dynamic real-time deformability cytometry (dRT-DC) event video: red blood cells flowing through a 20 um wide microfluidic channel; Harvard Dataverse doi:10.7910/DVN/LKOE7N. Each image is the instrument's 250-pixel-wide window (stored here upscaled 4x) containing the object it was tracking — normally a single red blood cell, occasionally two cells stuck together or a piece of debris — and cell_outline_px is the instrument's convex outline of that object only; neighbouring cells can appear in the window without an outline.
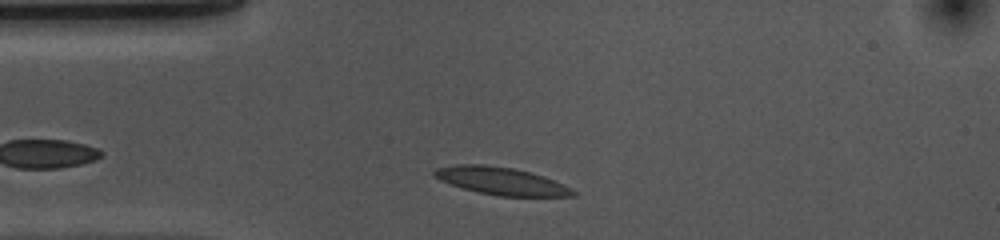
{"species": "common noctule bat (a hibernating species)", "species_latin": "Nyctalus noctula", "temperature_condition": "cold", "stored_images_in_passage": 33, "camera_frame_rate_fps": 3000, "um_per_image_px": 0.085, "animal": {"sex": "female", "body_mass_g": 10.0, "forearm_length_mm": 53.1}, "frame": {"image": 1, "passage_image": 3, "time_ms": 0.667, "image_size_px": [1000, 240], "cell_outline_px": [[576, 196], [496, 196], [464, 188], [440, 180], [432, 172], [436, 168], [456, 164], [484, 164], [512, 168], [544, 176], [564, 184], [572, 188], [576, 192]], "centroid_in_image_um": [42.63, 15.38], "position_along_channel_um": 42.4, "area_um2": 22.08}}
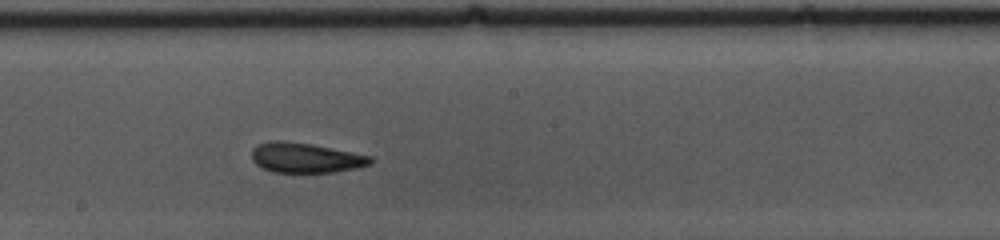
{"frame": {"image": 2, "passage_image": 19, "time_ms": 6.0, "image_size_px": [1000, 240], "cell_outline_px": [[372, 164], [356, 168], [336, 172], [272, 172], [256, 164], [252, 160], [252, 148], [256, 144], [272, 140], [280, 140], [312, 144], [372, 156]], "centroid_in_image_um": [25.96, 13.4], "position_along_channel_um": 222.2, "area_um2": 20.81}}
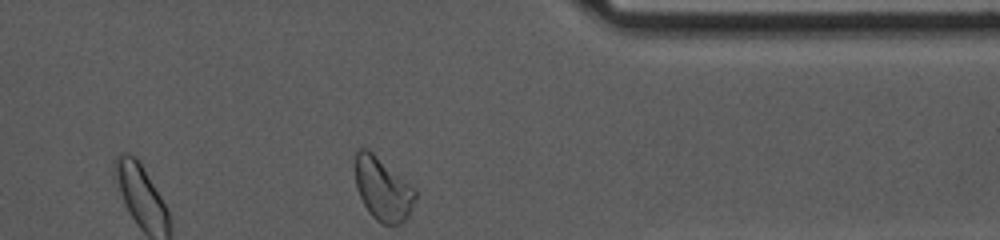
{"frame": {"image": 3, "passage_image": 33, "time_ms": 10.667, "image_size_px": [1000, 240], "cell_outline_px": [[416, 196], [408, 216], [400, 224], [384, 224], [376, 220], [368, 212], [356, 188], [356, 152], [360, 148], [364, 148], [372, 152], [416, 188]], "centroid_in_image_um": [32.55, 16.08], "position_along_channel_um": 378.9, "area_um2": 21.85}, "authors_computed_cell_mechanics": {"area_um2": 20.9236, "velocity_mm_per_s": 3.6398, "shape_relaxation_time_tau1_ms": 3.2344, "shape_relaxation_time_tau2_ms": 1.9527, "deformation_change_tau1": 0.1157, "deformation_change_tau2": 0.0813}}